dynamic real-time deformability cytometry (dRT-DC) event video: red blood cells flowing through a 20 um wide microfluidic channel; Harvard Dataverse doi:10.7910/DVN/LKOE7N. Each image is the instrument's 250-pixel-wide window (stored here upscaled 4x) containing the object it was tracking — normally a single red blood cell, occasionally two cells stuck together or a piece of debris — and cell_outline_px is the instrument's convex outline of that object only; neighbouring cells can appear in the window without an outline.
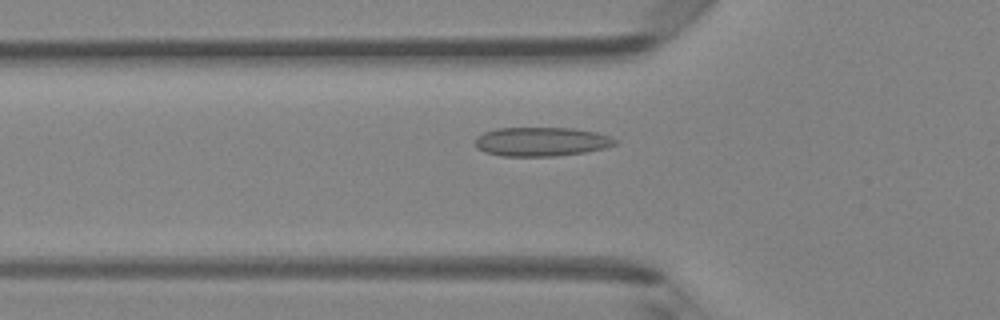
{"species": "Egyptian fruit bat (a non-hibernating species)", "species_latin": "Rousettus aegyptiacus", "temperature_condition": "room temperature", "stored_images_in_passage": 47, "camera_frame_rate_fps": 3000, "um_per_image_px": 0.085, "animal": {"sex": "female"}, "frame": {"image": 1, "passage_image": 16, "time_ms": 5.0, "image_size_px": [1000, 320], "cell_outline_px": [[616, 144], [604, 148], [584, 152], [556, 156], [500, 156], [484, 152], [476, 148], [476, 136], [484, 132], [496, 128], [572, 128], [596, 132], [608, 136], [616, 140]], "centroid_in_image_um": [45.97, 12.04], "position_along_channel_um": 79.8, "area_um2": 23.64}}
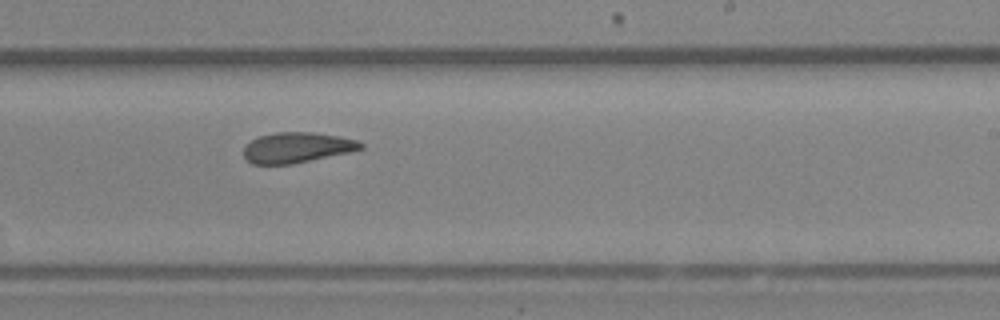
{"frame": {"image": 2, "passage_image": 29, "time_ms": 9.333, "image_size_px": [1000, 320], "cell_outline_px": [[364, 148], [352, 152], [292, 164], [252, 164], [244, 156], [244, 148], [252, 140], [260, 136], [276, 132], [312, 132], [340, 136], [356, 140], [364, 144]], "centroid_in_image_um": [25.29, 12.54], "position_along_channel_um": 263.7, "area_um2": 20.75}}
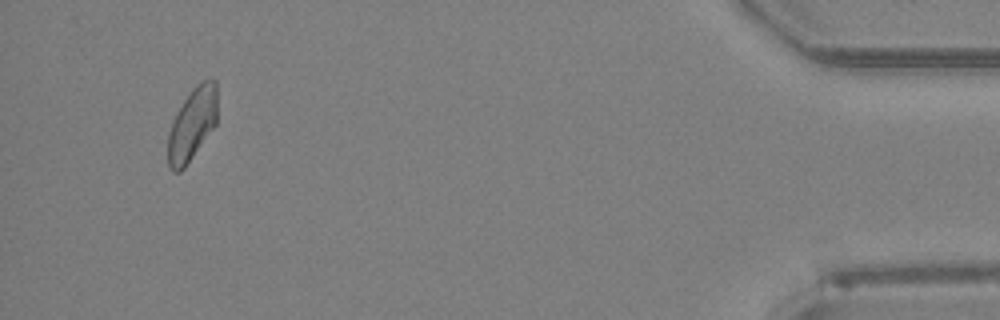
{"frame": {"image": 3, "passage_image": 45, "time_ms": 14.667, "image_size_px": [1000, 320], "cell_outline_px": [[216, 124], [184, 168], [180, 172], [172, 172], [168, 168], [168, 132], [172, 120], [176, 112], [192, 88], [196, 84], [204, 80], [216, 80]], "centroid_in_image_um": [16.3, 10.58], "position_along_channel_um": 418.9, "area_um2": 20.81}, "authors_computed_cell_mechanics": {"area_um2": 21.8484, "velocity_mm_per_s": 4.2691, "shape_relaxation_time_tau1_ms": 10.6072, "shape_relaxation_time_tau2_ms": 2.4531, "deformation_change_tau1": 0.1708, "deformation_change_tau2": 0.0762}}